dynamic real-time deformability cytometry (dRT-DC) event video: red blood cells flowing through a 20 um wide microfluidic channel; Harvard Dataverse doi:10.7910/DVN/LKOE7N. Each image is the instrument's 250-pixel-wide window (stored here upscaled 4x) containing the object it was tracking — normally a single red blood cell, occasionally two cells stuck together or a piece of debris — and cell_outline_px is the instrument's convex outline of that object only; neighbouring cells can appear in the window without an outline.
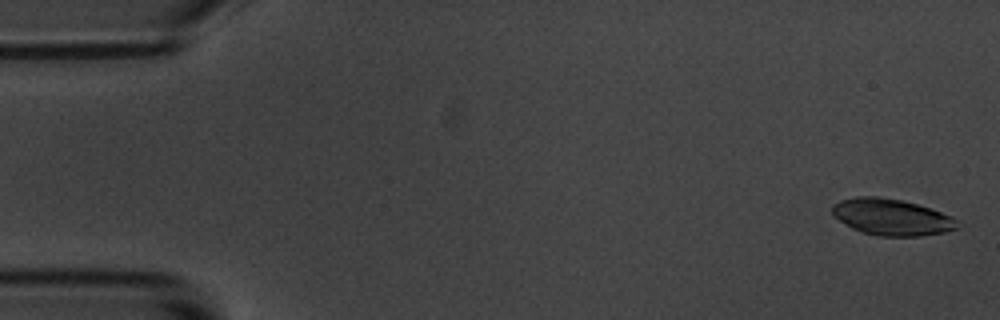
{"species": "common noctule bat (a hibernating species)", "species_latin": "Nyctalus noctula", "temperature_condition": "room temperature", "stored_images_in_passage": 5, "camera_frame_rate_fps": 3000, "um_per_image_px": 0.085, "animal": {"sex": "male", "body_mass_g": 20.1, "forearm_length_mm": 53.5}, "frame": {"image": 1, "passage_image": 1, "time_ms": 0.0, "image_size_px": [1000, 320], "cell_outline_px": [[960, 228], [944, 232], [920, 236], [876, 236], [860, 232], [852, 228], [832, 216], [832, 204], [840, 200], [856, 196], [880, 196], [900, 200], [916, 204], [952, 216], [960, 220]], "centroid_in_image_um": [75.78, 18.46], "position_along_channel_um": 9.2, "area_um2": 26.88}}
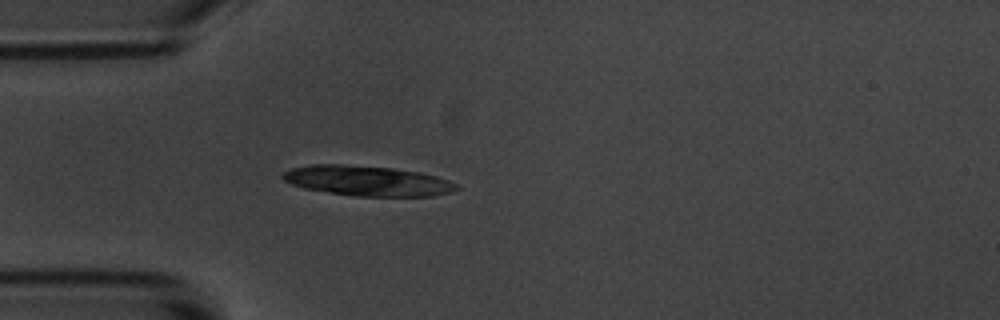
{"frame": {"image": 2, "passage_image": 5, "time_ms": 4.667, "image_size_px": [1000, 320], "cell_outline_px": [[460, 188], [452, 192], [432, 196], [356, 196], [304, 188], [292, 184], [284, 180], [280, 176], [284, 172], [292, 168], [312, 164], [340, 164], [392, 168], [420, 172], [436, 176], [460, 184]], "centroid_in_image_um": [31.27, 15.37], "position_along_channel_um": 53.7, "area_um2": 30.46}}